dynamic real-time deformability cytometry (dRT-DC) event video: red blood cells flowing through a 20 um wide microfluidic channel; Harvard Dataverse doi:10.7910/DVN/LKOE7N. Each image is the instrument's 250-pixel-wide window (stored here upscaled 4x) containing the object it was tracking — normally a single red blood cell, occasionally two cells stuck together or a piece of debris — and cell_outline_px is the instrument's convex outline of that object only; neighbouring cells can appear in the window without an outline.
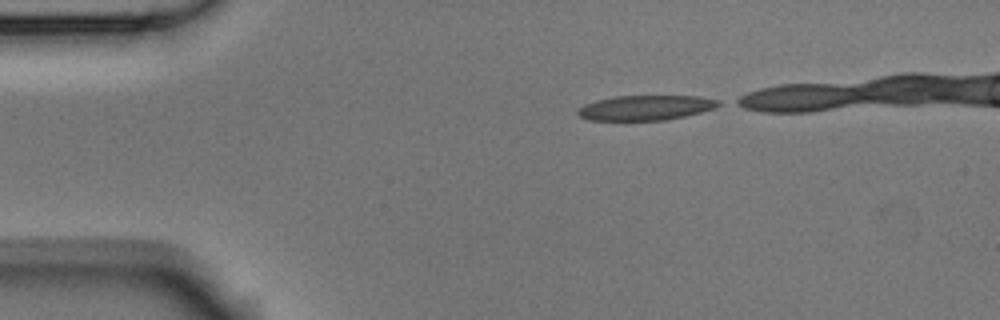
{"species": "Egyptian fruit bat (a non-hibernating species)", "species_latin": "Rousettus aegyptiacus", "temperature_condition": "room temperature", "stored_images_in_passage": 4, "camera_frame_rate_fps": 3000, "um_per_image_px": 0.085, "animal": {"sex": "male"}, "frame": {"image": 1, "passage_image": 1, "time_ms": 0.0, "image_size_px": [1000, 320], "cell_outline_px": [[724, 104], [716, 108], [684, 116], [664, 120], [588, 120], [576, 116], [576, 108], [584, 104], [596, 100], [616, 96], [700, 96], [720, 100]], "centroid_in_image_um": [54.86, 9.15], "position_along_channel_um": 30.1, "area_um2": 20.69}}